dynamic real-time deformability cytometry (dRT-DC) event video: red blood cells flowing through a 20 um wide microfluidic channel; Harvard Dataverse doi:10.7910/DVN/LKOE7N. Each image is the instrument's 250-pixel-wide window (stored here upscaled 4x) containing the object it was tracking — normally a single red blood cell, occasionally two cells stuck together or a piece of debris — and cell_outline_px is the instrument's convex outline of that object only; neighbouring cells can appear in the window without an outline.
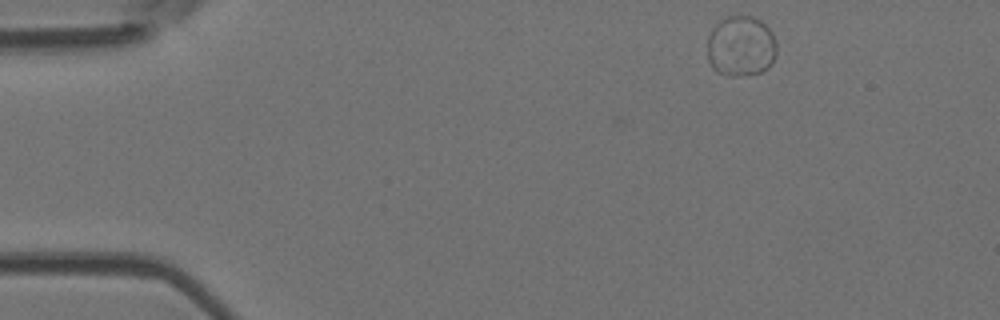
{"species": "Egyptian fruit bat (a non-hibernating species)", "species_latin": "Rousettus aegyptiacus", "temperature_condition": "room temperature", "stored_images_in_passage": 47, "camera_frame_rate_fps": 3000, "um_per_image_px": 0.085, "animal": {"sex": "female"}, "frame": {"image": 1, "passage_image": 1, "time_ms": 0.0, "image_size_px": [1000, 320], "cell_outline_px": [[776, 52], [772, 64], [768, 68], [760, 72], [736, 76], [728, 76], [716, 72], [712, 68], [708, 60], [708, 36], [712, 28], [720, 20], [728, 16], [752, 16], [760, 20], [772, 32], [776, 40]], "centroid_in_image_um": [62.97, 3.93], "position_along_channel_um": 22.0, "area_um2": 24.68}}
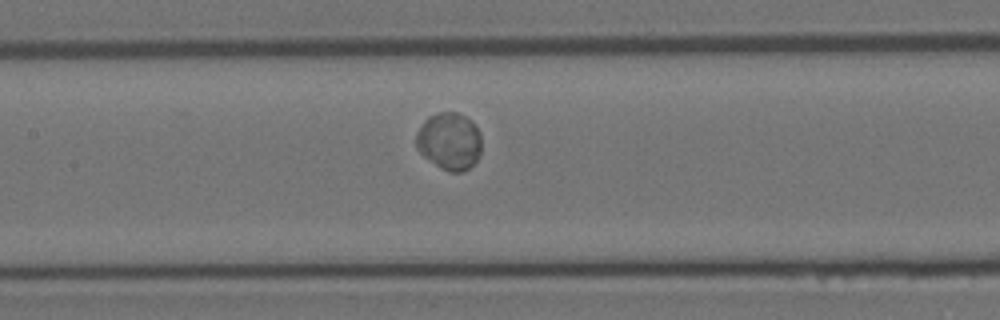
{"frame": {"image": 2, "passage_image": 19, "time_ms": 6.0, "image_size_px": [1000, 320], "cell_outline_px": [[480, 156], [468, 168], [460, 172], [448, 172], [440, 168], [424, 156], [416, 148], [416, 132], [424, 120], [428, 116], [436, 112], [456, 112], [472, 120], [480, 132]], "centroid_in_image_um": [38.18, 11.99], "position_along_channel_um": 169.2, "area_um2": 21.96}}
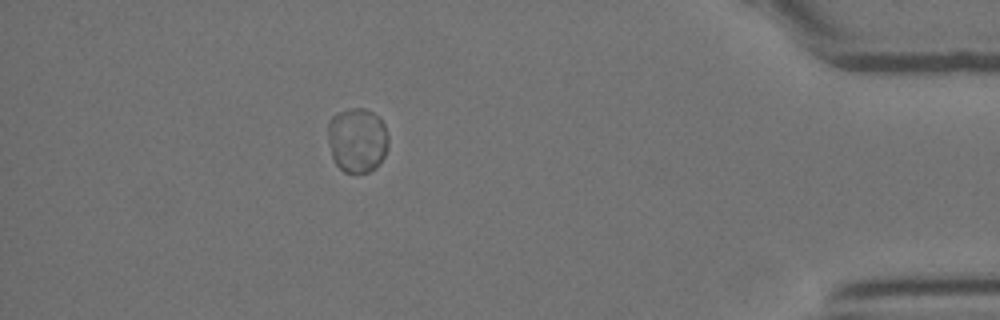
{"frame": {"image": 3, "passage_image": 41, "time_ms": 13.333, "image_size_px": [1000, 320], "cell_outline_px": [[388, 148], [380, 164], [376, 168], [368, 172], [344, 172], [336, 164], [332, 156], [328, 140], [328, 120], [332, 116], [340, 112], [352, 108], [364, 108], [372, 112], [384, 124], [388, 136]], "centroid_in_image_um": [30.37, 11.91], "position_along_channel_um": 404.8, "area_um2": 22.83}}